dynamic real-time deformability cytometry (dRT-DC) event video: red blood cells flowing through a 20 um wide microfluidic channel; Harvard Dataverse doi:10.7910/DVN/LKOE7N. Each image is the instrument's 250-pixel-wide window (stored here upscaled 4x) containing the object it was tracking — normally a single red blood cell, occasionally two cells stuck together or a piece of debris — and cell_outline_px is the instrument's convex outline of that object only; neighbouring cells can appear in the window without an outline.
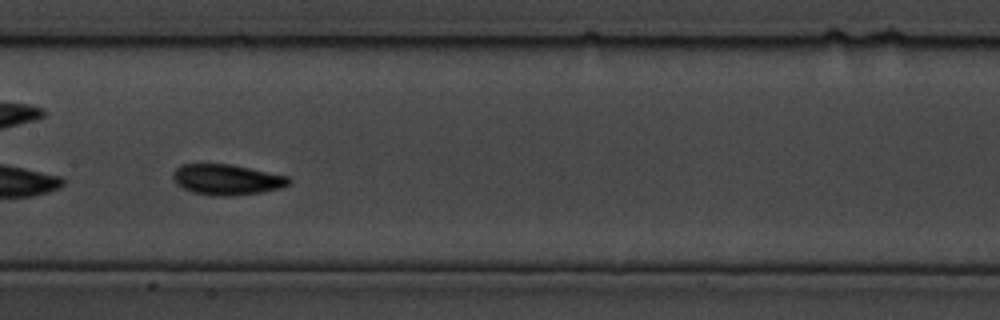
{"species": "common noctule bat (a hibernating species)", "species_latin": "Nyctalus noctula", "temperature_condition": "cold", "stored_images_in_passage": 26, "camera_frame_rate_fps": 3000, "um_per_image_px": 0.085, "animal": {"sex": "male", "body_mass_g": 19.5, "forearm_length_mm": 54.6}, "frame": {"image": 1, "passage_image": 19, "time_ms": 6.0, "image_size_px": [1000, 320], "cell_outline_px": [[292, 180], [288, 184], [280, 188], [260, 192], [228, 196], [216, 196], [192, 192], [176, 184], [172, 176], [172, 172], [180, 164], [232, 164], [288, 176]], "centroid_in_image_um": [19.25, 15.25], "position_along_channel_um": 188.1, "area_um2": 20.63}}